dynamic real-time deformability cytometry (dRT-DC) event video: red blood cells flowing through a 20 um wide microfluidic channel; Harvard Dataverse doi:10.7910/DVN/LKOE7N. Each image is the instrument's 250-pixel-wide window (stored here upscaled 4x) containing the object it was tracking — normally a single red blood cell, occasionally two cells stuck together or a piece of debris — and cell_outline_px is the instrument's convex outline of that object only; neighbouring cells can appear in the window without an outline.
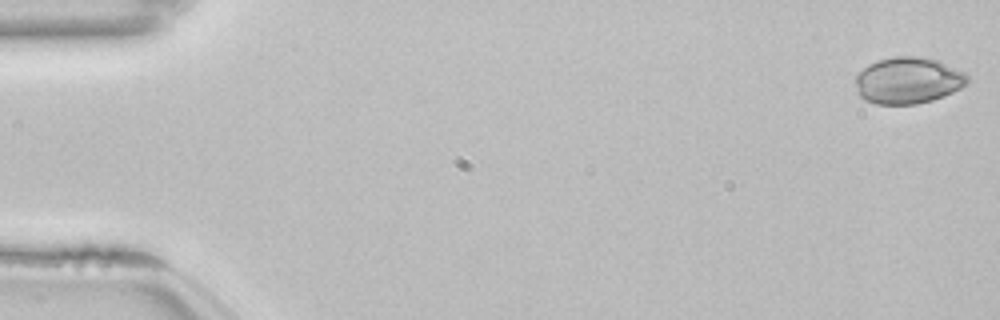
{"species": "common noctule bat (a hibernating species)", "species_latin": "Nyctalus noctula", "temperature_condition": "room temperature", "stored_images_in_passage": 11, "camera_frame_rate_fps": 3000, "um_per_image_px": 0.085, "animal": {"sex": "female", "body_mass_g": 22.7, "forearm_length_mm": 54.2}, "frame": {"image": 1, "passage_image": 1, "time_ms": 0.0, "image_size_px": [1000, 320], "cell_outline_px": [[968, 84], [944, 96], [932, 100], [916, 104], [876, 104], [864, 100], [856, 92], [856, 76], [868, 64], [892, 56], [920, 56], [936, 60], [964, 72], [968, 76]], "centroid_in_image_um": [77.17, 6.84], "position_along_channel_um": 7.8, "area_um2": 30.35}}